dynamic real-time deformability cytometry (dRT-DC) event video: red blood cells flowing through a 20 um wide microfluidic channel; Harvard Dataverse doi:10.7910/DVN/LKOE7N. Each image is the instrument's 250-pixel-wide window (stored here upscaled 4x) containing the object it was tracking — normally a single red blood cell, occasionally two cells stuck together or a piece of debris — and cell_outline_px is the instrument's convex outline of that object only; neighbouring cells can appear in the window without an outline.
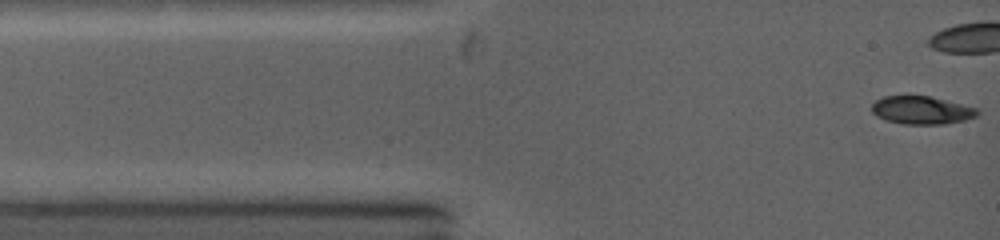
{"species": "common noctule bat (a hibernating species)", "species_latin": "Nyctalus noctula", "temperature_condition": "warm", "stored_images_in_passage": 37, "camera_frame_rate_fps": 5000, "um_per_image_px": 0.085, "animal": {"sex": "female", "body_mass_g": 19.0, "forearm_length_mm": 53.3}, "frame": {"image": 1, "passage_image": 1, "time_ms": 0.0, "image_size_px": [1000, 240], "cell_outline_px": [[980, 112], [976, 116], [964, 120], [944, 124], [904, 124], [884, 120], [876, 116], [872, 112], [872, 104], [876, 100], [884, 96], [928, 96], [980, 108]], "centroid_in_image_um": [78.35, 9.37], "position_along_channel_um": 6.7, "area_um2": 17.28}}
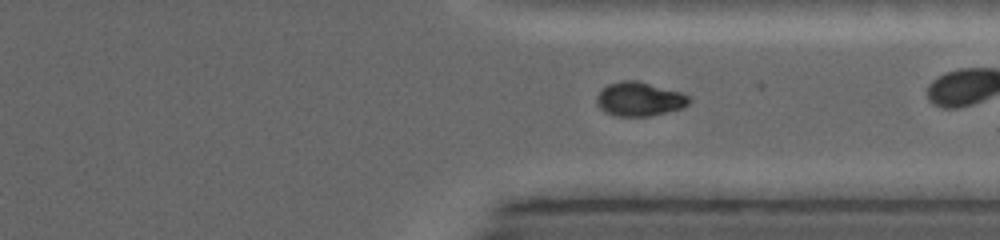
{"frame": {"image": 2, "passage_image": 36, "time_ms": 9.2, "image_size_px": [1000, 240], "cell_outline_px": [[692, 100], [684, 108], [648, 116], [616, 116], [604, 112], [596, 104], [596, 96], [608, 84], [620, 80], [636, 80], [680, 92], [692, 96]], "centroid_in_image_um": [54.36, 8.42], "position_along_channel_um": 357.0, "area_um2": 18.44}}